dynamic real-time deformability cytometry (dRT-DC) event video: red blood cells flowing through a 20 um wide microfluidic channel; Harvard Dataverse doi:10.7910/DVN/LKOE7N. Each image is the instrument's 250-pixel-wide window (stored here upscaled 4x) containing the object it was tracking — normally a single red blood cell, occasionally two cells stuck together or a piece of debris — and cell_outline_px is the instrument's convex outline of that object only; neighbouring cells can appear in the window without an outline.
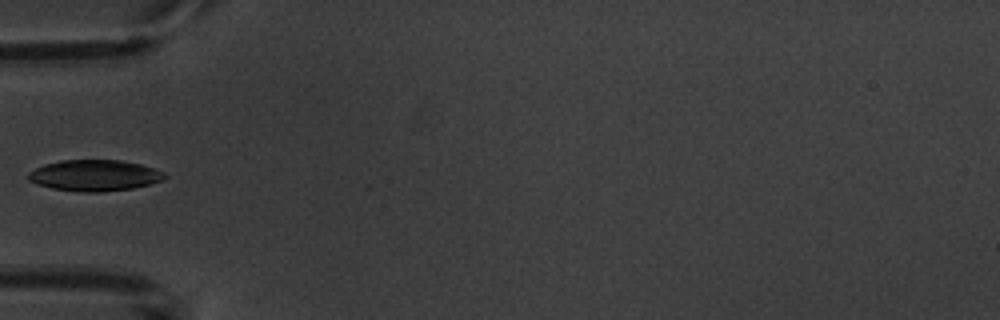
{"species": "common noctule bat (a hibernating species)", "species_latin": "Nyctalus noctula", "temperature_condition": "warm", "stored_images_in_passage": 5, "camera_frame_rate_fps": 3000, "um_per_image_px": 0.085, "animal": {"sex": "male", "body_mass_g": 20.1, "forearm_length_mm": 53.5}, "frame": {"image": 1, "passage_image": 5, "time_ms": 5.333, "image_size_px": [1000, 320], "cell_outline_px": [[168, 176], [164, 180], [132, 188], [100, 192], [80, 192], [52, 188], [28, 180], [28, 172], [44, 164], [60, 160], [120, 160], [140, 164], [164, 172]], "centroid_in_image_um": [8.04, 14.91], "position_along_channel_um": 77.0, "area_um2": 24.62}}